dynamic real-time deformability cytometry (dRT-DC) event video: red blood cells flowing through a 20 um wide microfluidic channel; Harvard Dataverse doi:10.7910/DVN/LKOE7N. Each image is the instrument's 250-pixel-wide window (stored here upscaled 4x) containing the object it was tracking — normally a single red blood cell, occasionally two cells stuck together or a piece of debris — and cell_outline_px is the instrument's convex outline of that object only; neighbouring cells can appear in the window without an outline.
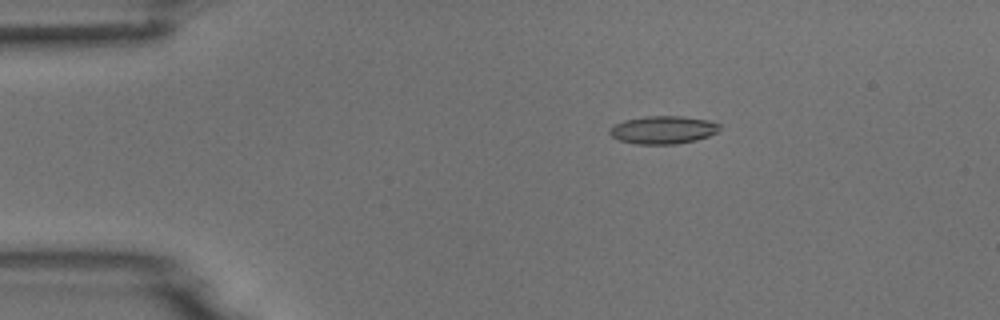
{"species": "common noctule bat (a hibernating species)", "species_latin": "Nyctalus noctula", "temperature_condition": "room temperature", "stored_images_in_passage": 5, "camera_frame_rate_fps": 3000, "um_per_image_px": 0.085, "animal": {"sex": "male", "body_mass_g": 18.8}, "frame": {"image": 1, "passage_image": 2, "time_ms": 0.333, "image_size_px": [1000, 320], "cell_outline_px": [[720, 128], [716, 132], [708, 136], [696, 140], [676, 144], [636, 144], [620, 140], [612, 136], [608, 132], [616, 124], [624, 120], [644, 116], [680, 116], [708, 120], [720, 124]], "centroid_in_image_um": [56.37, 11.04], "position_along_channel_um": 28.6, "area_um2": 17.74}}
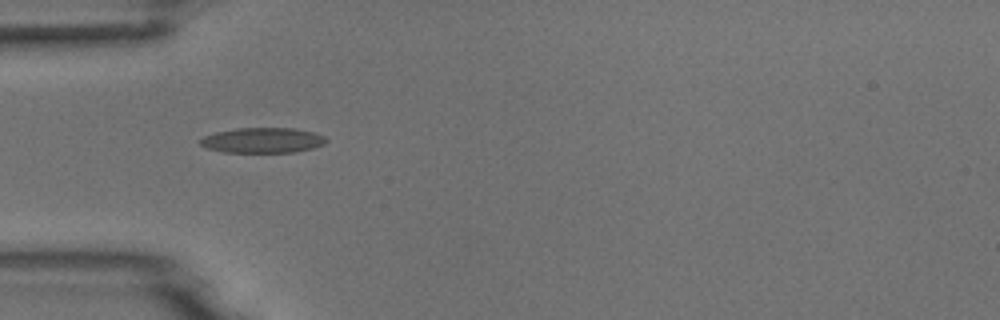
{"frame": {"image": 2, "passage_image": 4, "time_ms": 1.0, "image_size_px": [1000, 320], "cell_outline_px": [[328, 140], [324, 144], [312, 148], [296, 152], [224, 152], [208, 148], [200, 144], [200, 140], [204, 136], [216, 132], [236, 128], [296, 128], [312, 132], [324, 136]], "centroid_in_image_um": [22.34, 11.92], "position_along_channel_um": 62.7, "area_um2": 18.44}}